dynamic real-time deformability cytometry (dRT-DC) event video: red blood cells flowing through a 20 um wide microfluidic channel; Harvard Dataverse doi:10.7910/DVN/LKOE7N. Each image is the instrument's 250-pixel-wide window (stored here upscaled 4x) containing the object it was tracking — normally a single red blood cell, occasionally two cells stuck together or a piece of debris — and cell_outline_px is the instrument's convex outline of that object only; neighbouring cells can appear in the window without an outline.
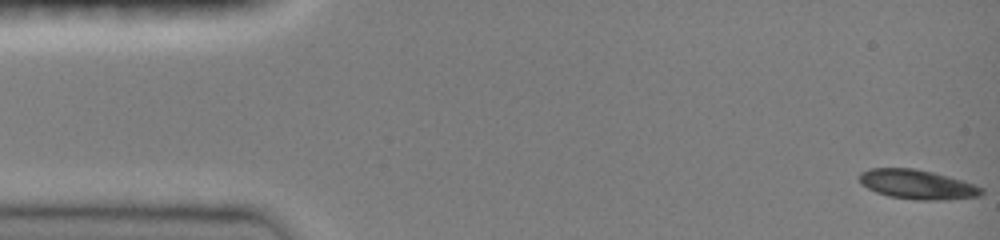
{"species": "common noctule bat (a hibernating species)", "species_latin": "Nyctalus noctula", "temperature_condition": "room temperature", "stored_images_in_passage": 11, "camera_frame_rate_fps": 3000, "um_per_image_px": 0.085, "animal": {"sex": "female", "body_mass_g": 19.0, "forearm_length_mm": 51.5}, "frame": {"image": 1, "passage_image": 1, "time_ms": 0.0, "image_size_px": [1000, 240], "cell_outline_px": [[984, 192], [980, 196], [940, 200], [924, 200], [888, 196], [876, 192], [860, 184], [860, 172], [872, 168], [912, 168], [932, 172], [960, 180], [984, 188]], "centroid_in_image_um": [77.95, 15.68], "position_along_channel_um": 7.1, "area_um2": 20.63}}
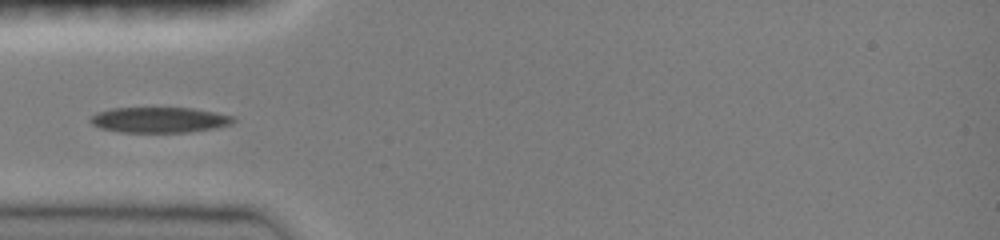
{"frame": {"image": 2, "passage_image": 8, "time_ms": 4.667, "image_size_px": [1000, 240], "cell_outline_px": [[236, 120], [232, 124], [216, 128], [188, 132], [120, 132], [100, 128], [92, 124], [88, 120], [96, 112], [112, 108], [192, 108], [216, 112], [236, 116]], "centroid_in_image_um": [13.58, 10.19], "position_along_channel_um": 71.4, "area_um2": 21.44}}
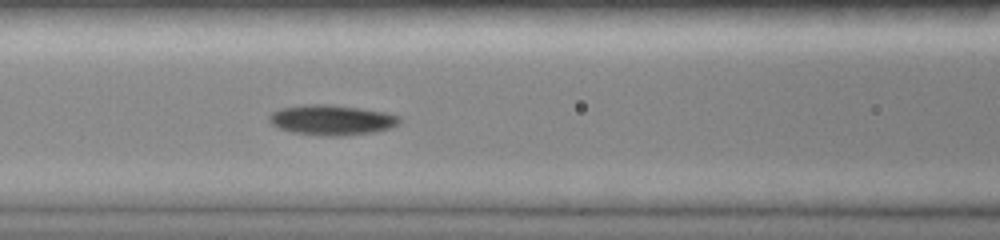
{"frame": {"image": 3, "passage_image": 11, "time_ms": 6.333, "image_size_px": [1000, 240], "cell_outline_px": [[400, 120], [396, 124], [388, 128], [372, 132], [344, 136], [324, 136], [292, 132], [280, 128], [272, 124], [268, 120], [268, 116], [272, 112], [280, 108], [304, 104], [328, 104], [360, 108], [384, 112], [400, 116]], "centroid_in_image_um": [28.15, 10.19], "position_along_channel_um": 138.5, "area_um2": 22.83}}